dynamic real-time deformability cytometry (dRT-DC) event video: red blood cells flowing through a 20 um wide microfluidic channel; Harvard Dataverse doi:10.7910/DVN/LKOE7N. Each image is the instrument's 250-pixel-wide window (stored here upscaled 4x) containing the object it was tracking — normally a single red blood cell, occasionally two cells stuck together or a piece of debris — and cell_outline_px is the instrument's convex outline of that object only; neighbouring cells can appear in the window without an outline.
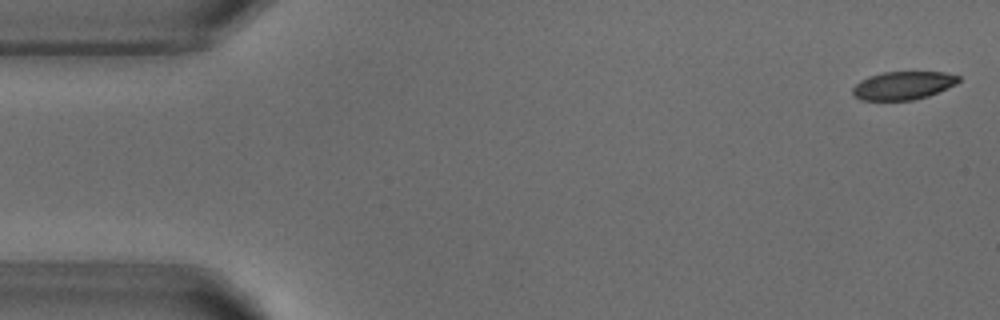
{"species": "common noctule bat (a hibernating species)", "species_latin": "Nyctalus noctula", "temperature_condition": "warm", "stored_images_in_passage": 52, "camera_frame_rate_fps": 3000, "um_per_image_px": 0.085, "animal": {"sex": "male", "body_mass_g": 18.8}, "frame": {"image": 1, "passage_image": 1, "time_ms": 0.0, "image_size_px": [1000, 320], "cell_outline_px": [[960, 80], [956, 84], [928, 96], [912, 100], [860, 100], [852, 96], [852, 88], [860, 80], [868, 76], [884, 72], [944, 72], [960, 76]], "centroid_in_image_um": [76.73, 7.27], "position_along_channel_um": 8.3, "area_um2": 17.46}}
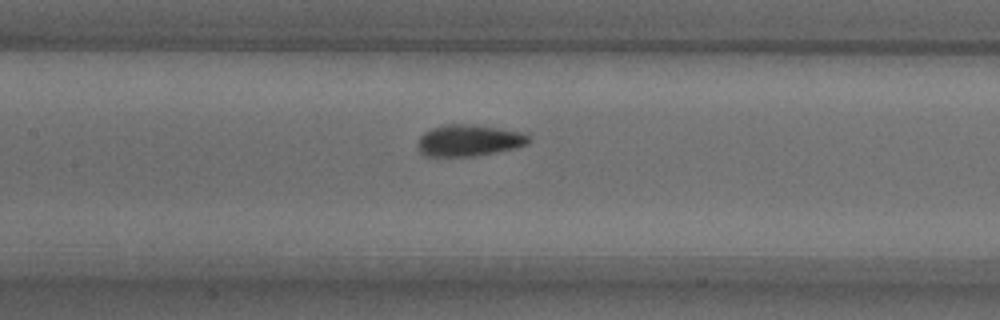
{"frame": {"image": 2, "passage_image": 23, "time_ms": 7.333, "image_size_px": [1000, 320], "cell_outline_px": [[532, 140], [528, 144], [516, 148], [476, 156], [424, 156], [420, 152], [416, 144], [420, 136], [424, 132], [432, 128], [444, 124], [472, 124], [528, 132]], "centroid_in_image_um": [39.9, 11.93], "position_along_channel_um": 167.5, "area_um2": 20.87}}
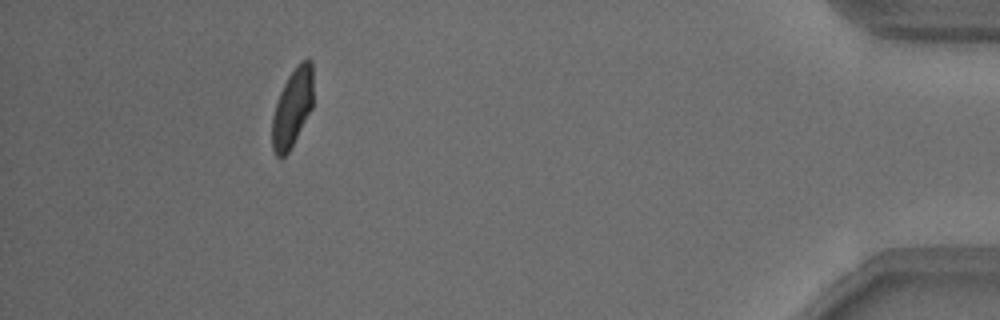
{"frame": {"image": 3, "passage_image": 47, "time_ms": 15.333, "image_size_px": [1000, 320], "cell_outline_px": [[312, 108], [288, 152], [280, 160], [276, 156], [272, 148], [272, 116], [280, 92], [288, 76], [296, 64], [300, 60], [308, 56], [312, 60]], "centroid_in_image_um": [24.85, 9.12], "position_along_channel_um": 410.4, "area_um2": 18.79}, "authors_computed_cell_mechanics": {"area_um2": 19.5364, "velocity_mm_per_s": 3.8223, "shape_relaxation_time_tau1_ms": 4.0569, "shape_relaxation_time_tau2_ms": 1.1815, "deformation_change_tau1": 0.145, "deformation_change_tau2": 0.0605}}